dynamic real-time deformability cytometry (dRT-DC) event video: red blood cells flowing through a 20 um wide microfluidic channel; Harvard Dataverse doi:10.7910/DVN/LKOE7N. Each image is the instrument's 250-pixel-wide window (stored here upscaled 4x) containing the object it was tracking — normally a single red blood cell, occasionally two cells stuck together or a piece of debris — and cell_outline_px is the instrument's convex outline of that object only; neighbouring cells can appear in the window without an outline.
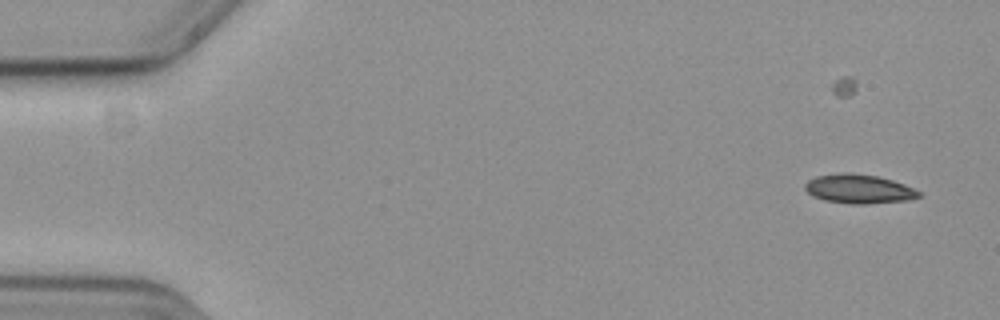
{"species": "common noctule bat (a hibernating species)", "species_latin": "Nyctalus noctula", "temperature_condition": "cold", "stored_images_in_passage": 61, "camera_frame_rate_fps": 3000, "um_per_image_px": 0.085, "animal": {"sex": "female", "body_mass_g": 19.3, "forearm_length_mm": 54.1}, "frame": {"image": 1, "passage_image": 7, "time_ms": 2.0, "image_size_px": [1000, 320], "cell_outline_px": [[920, 196], [908, 200], [864, 204], [856, 204], [828, 200], [816, 196], [808, 192], [804, 188], [804, 184], [808, 180], [816, 176], [840, 172], [852, 172], [876, 176], [892, 180], [904, 184], [920, 192]], "centroid_in_image_um": [73.0, 16.03], "position_along_channel_um": 12.0, "area_um2": 19.02}}
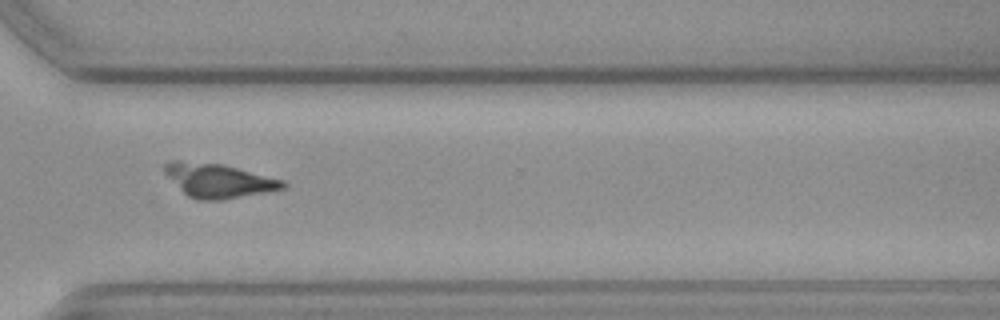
{"frame": {"image": 2, "passage_image": 46, "time_ms": 15.0, "image_size_px": [1000, 320], "cell_outline_px": [[288, 184], [284, 188], [224, 200], [196, 200], [188, 196], [164, 172], [164, 164], [172, 160], [180, 160], [224, 164], [284, 180]], "centroid_in_image_um": [18.58, 15.34], "position_along_channel_um": 352.0, "area_um2": 23.35}}
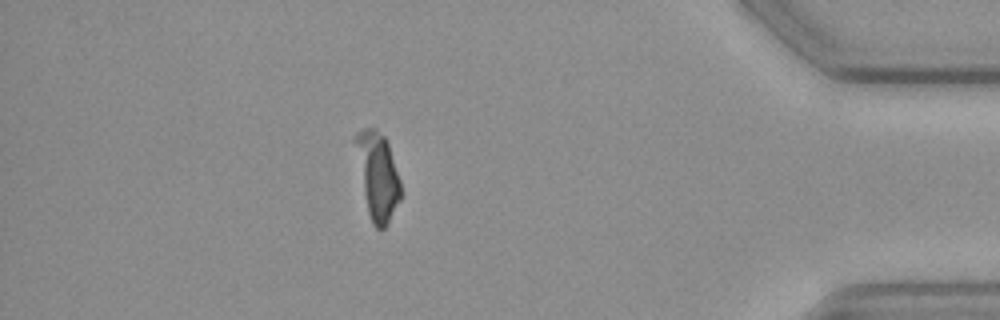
{"frame": {"image": 3, "passage_image": 54, "time_ms": 17.667, "image_size_px": [1000, 320], "cell_outline_px": [[400, 200], [388, 224], [384, 228], [376, 228], [372, 224], [368, 212], [356, 140], [356, 132], [364, 128], [376, 128], [384, 136], [388, 144], [400, 180]], "centroid_in_image_um": [32.15, 14.98], "position_along_channel_um": 403.1, "area_um2": 21.85}}